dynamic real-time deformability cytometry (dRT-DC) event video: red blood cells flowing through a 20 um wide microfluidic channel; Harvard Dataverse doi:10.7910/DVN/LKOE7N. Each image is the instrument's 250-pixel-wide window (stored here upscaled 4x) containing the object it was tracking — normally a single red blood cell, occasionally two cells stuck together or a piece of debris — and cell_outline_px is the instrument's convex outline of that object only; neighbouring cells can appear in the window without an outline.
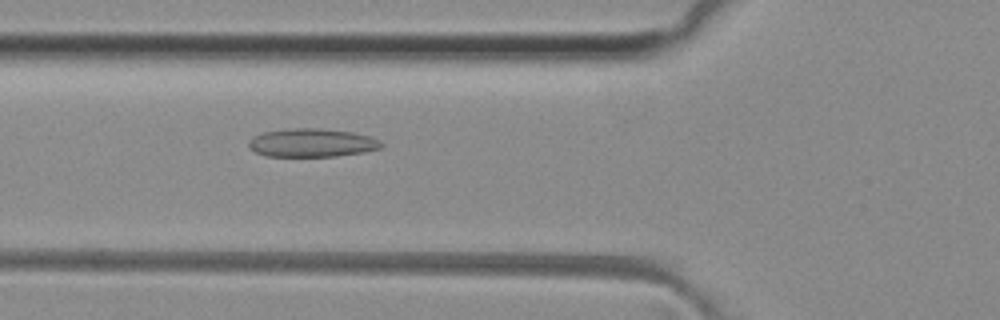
{"species": "common noctule bat (a hibernating species)", "species_latin": "Nyctalus noctula", "temperature_condition": "room temperature", "stored_images_in_passage": 35, "camera_frame_rate_fps": 3000, "um_per_image_px": 0.085, "animal": {"sex": "female", "body_mass_g": 29.2, "forearm_length_mm": 56.3}, "frame": {"image": 1, "passage_image": 3, "time_ms": 0.667, "image_size_px": [1000, 320], "cell_outline_px": [[384, 144], [380, 148], [364, 152], [336, 156], [264, 156], [256, 152], [248, 144], [248, 140], [252, 136], [264, 132], [288, 128], [320, 128], [352, 132], [372, 136], [380, 140]], "centroid_in_image_um": [26.53, 12.13], "position_along_channel_um": 99.3, "area_um2": 22.08}}
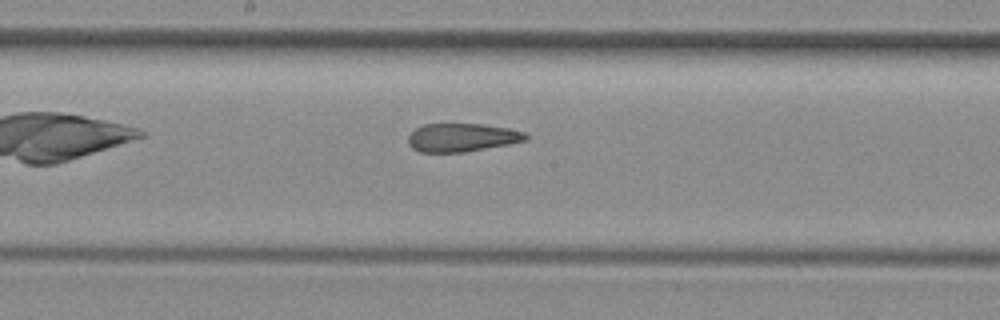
{"frame": {"image": 2, "passage_image": 11, "time_ms": 3.333, "image_size_px": [1000, 320], "cell_outline_px": [[528, 140], [508, 144], [464, 152], [420, 152], [412, 148], [408, 144], [408, 136], [416, 128], [424, 124], [480, 124], [508, 128], [524, 132], [528, 136]], "centroid_in_image_um": [39.25, 11.69], "position_along_channel_um": 209.0, "area_um2": 19.31}}
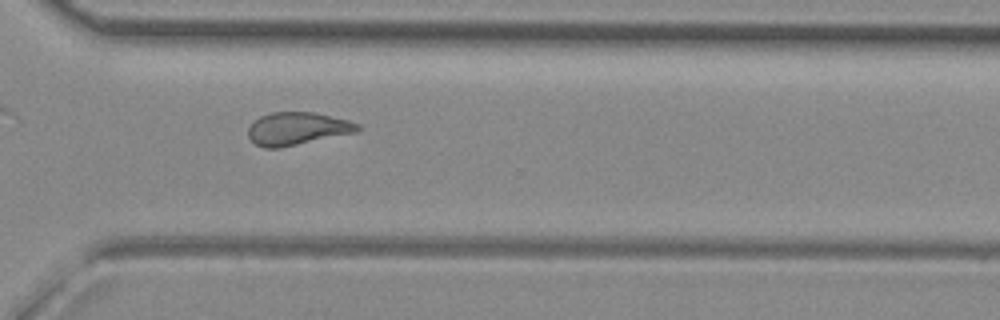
{"frame": {"image": 3, "passage_image": 21, "time_ms": 6.667, "image_size_px": [1000, 320], "cell_outline_px": [[360, 128], [356, 132], [280, 148], [264, 148], [256, 144], [248, 136], [248, 128], [260, 116], [272, 112], [316, 112], [348, 120], [360, 124]], "centroid_in_image_um": [25.27, 10.93], "position_along_channel_um": 345.3, "area_um2": 20.81}}